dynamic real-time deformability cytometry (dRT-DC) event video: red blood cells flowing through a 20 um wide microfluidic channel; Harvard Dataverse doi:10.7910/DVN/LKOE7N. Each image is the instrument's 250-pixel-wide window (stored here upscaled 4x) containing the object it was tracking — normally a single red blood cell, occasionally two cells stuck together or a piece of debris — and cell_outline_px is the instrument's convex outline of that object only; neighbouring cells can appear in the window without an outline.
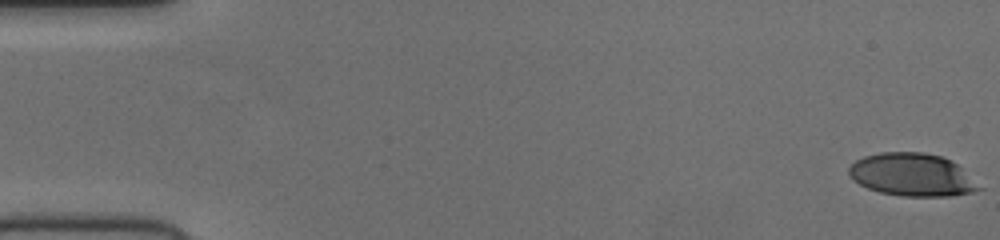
{"species": "human", "species_latin": "Homo sapiens", "temperature_condition": "cold", "stored_images_in_passage": 53, "camera_frame_rate_fps": 3000, "um_per_image_px": 0.085, "donor": {"sex": "female"}, "frame": {"image": 1, "passage_image": 1, "time_ms": 0.0, "image_size_px": [1000, 240], "cell_outline_px": [[984, 188], [972, 192], [948, 196], [900, 196], [880, 192], [868, 188], [852, 180], [848, 172], [848, 168], [856, 160], [864, 156], [880, 152], [924, 152], [940, 156], [956, 164]], "centroid_in_image_um": [77.5, 14.86], "position_along_channel_um": 7.5, "area_um2": 32.31}}
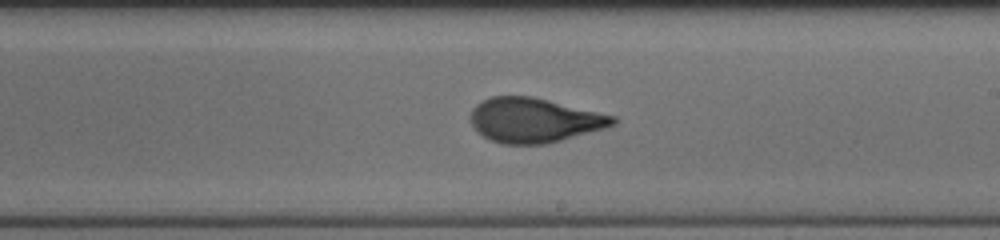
{"frame": {"image": 2, "passage_image": 31, "time_ms": 10.0, "image_size_px": [1000, 240], "cell_outline_px": [[616, 124], [608, 128], [544, 144], [504, 144], [488, 140], [476, 132], [468, 116], [472, 108], [476, 104], [492, 96], [532, 96], [616, 116]], "centroid_in_image_um": [45.38, 10.22], "position_along_channel_um": 243.6, "area_um2": 37.22}}
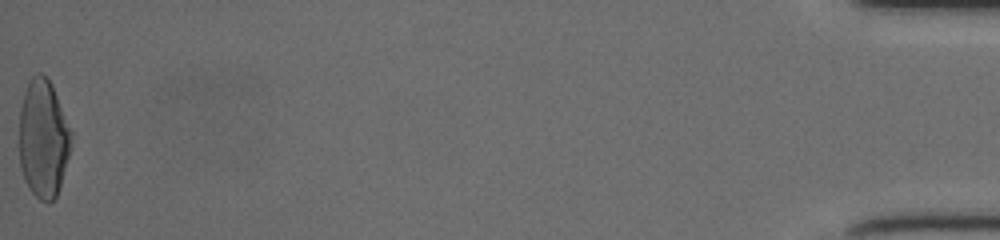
{"frame": {"image": 3, "passage_image": 53, "time_ms": 17.333, "image_size_px": [1000, 240], "cell_outline_px": [[72, 132], [68, 156], [60, 188], [56, 196], [48, 204], [40, 200], [28, 188], [24, 180], [20, 168], [20, 108], [24, 92], [28, 80], [36, 72], [40, 72], [52, 84]], "centroid_in_image_um": [3.67, 11.79], "position_along_channel_um": 431.5, "area_um2": 35.84}}